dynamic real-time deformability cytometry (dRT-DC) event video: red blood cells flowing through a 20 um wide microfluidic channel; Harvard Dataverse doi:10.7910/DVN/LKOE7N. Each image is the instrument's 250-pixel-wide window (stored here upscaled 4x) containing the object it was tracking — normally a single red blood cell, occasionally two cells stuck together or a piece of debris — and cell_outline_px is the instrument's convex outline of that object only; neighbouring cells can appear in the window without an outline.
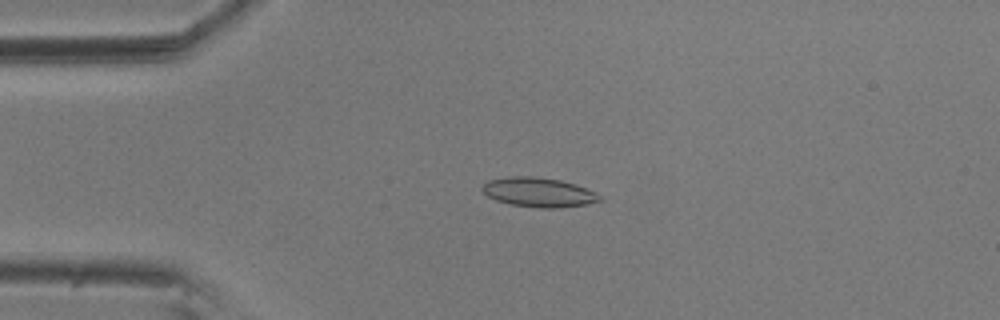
{"species": "common noctule bat (a hibernating species)", "species_latin": "Nyctalus noctula", "temperature_condition": "room temperature", "stored_images_in_passage": 56, "camera_frame_rate_fps": 3000, "um_per_image_px": 0.085, "animal": {"sex": "male", "body_mass_g": 20.5, "forearm_length_mm": 52.5}, "frame": {"image": 1, "passage_image": 13, "time_ms": 4.0, "image_size_px": [1000, 320], "cell_outline_px": [[604, 200], [588, 204], [556, 208], [540, 208], [512, 204], [496, 200], [488, 196], [480, 188], [488, 180], [512, 176], [532, 176], [560, 180], [576, 184], [596, 192], [604, 196]], "centroid_in_image_um": [45.84, 16.34], "position_along_channel_um": 39.2, "area_um2": 20.23}}
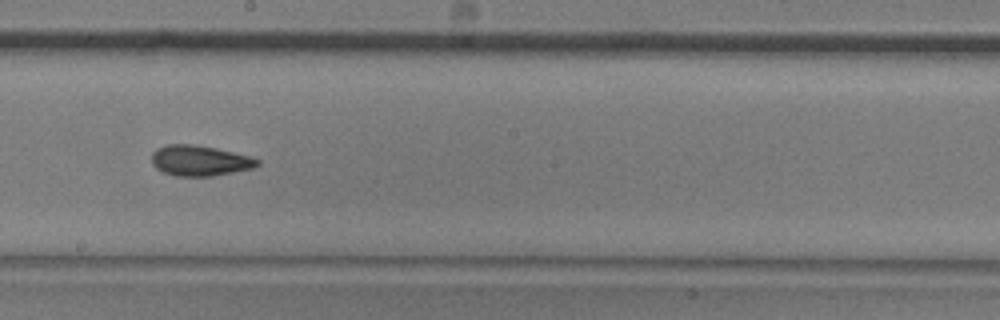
{"frame": {"image": 2, "passage_image": 31, "time_ms": 10.0, "image_size_px": [1000, 320], "cell_outline_px": [[260, 164], [252, 168], [212, 176], [176, 176], [164, 172], [156, 168], [152, 164], [152, 152], [156, 148], [168, 144], [192, 144], [216, 148], [248, 156], [260, 160]], "centroid_in_image_um": [16.94, 13.65], "position_along_channel_um": 231.3, "area_um2": 18.67}}
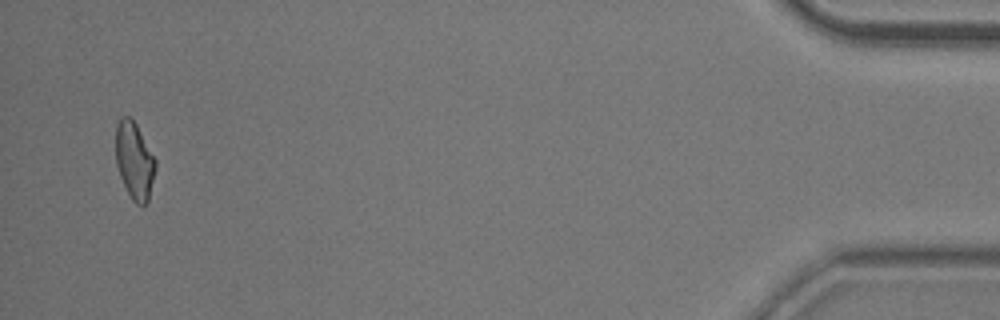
{"frame": {"image": 3, "passage_image": 54, "time_ms": 17.667, "image_size_px": [1000, 320], "cell_outline_px": [[156, 168], [148, 200], [144, 208], [136, 204], [132, 200], [120, 176], [116, 164], [116, 124], [120, 116], [128, 116], [136, 124], [156, 160]], "centroid_in_image_um": [11.42, 13.67], "position_along_channel_um": 423.8, "area_um2": 17.86}, "authors_computed_cell_mechanics": {"area_um2": 18.6116, "velocity_mm_per_s": 3.6176, "shape_relaxation_time_tau1_ms": 7.1343, "shape_relaxation_time_tau2_ms": 3.6337, "deformation_change_tau1": 0.1757, "deformation_change_tau2": 0.1079}}